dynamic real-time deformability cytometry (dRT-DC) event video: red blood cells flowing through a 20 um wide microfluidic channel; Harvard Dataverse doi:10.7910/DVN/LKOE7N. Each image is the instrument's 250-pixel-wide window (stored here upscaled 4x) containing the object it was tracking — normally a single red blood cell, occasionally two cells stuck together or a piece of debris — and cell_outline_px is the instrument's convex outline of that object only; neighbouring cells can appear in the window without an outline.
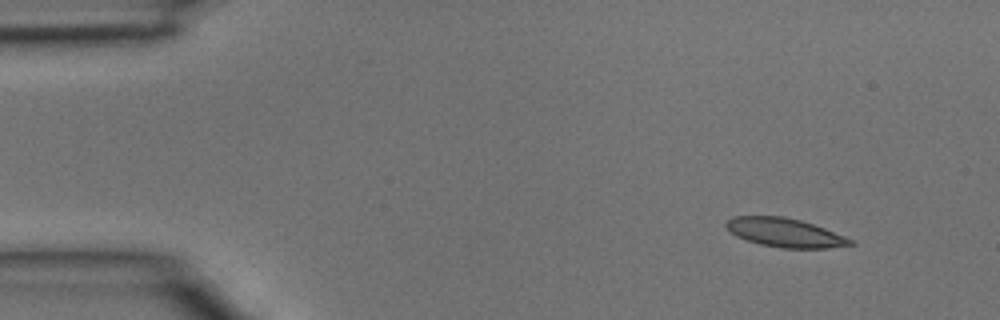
{"species": "common noctule bat (a hibernating species)", "species_latin": "Nyctalus noctula", "temperature_condition": "room temperature", "stored_images_in_passage": 37, "camera_frame_rate_fps": 3000, "um_per_image_px": 0.085, "animal": {"sex": "male", "body_mass_g": 15.6}, "frame": {"image": 1, "passage_image": 1, "time_ms": 0.0, "image_size_px": [1000, 320], "cell_outline_px": [[856, 244], [828, 248], [780, 248], [760, 244], [736, 236], [724, 224], [732, 216], [784, 216], [800, 220], [824, 228], [856, 240]], "centroid_in_image_um": [66.76, 19.78], "position_along_channel_um": 18.2, "area_um2": 20.87}}
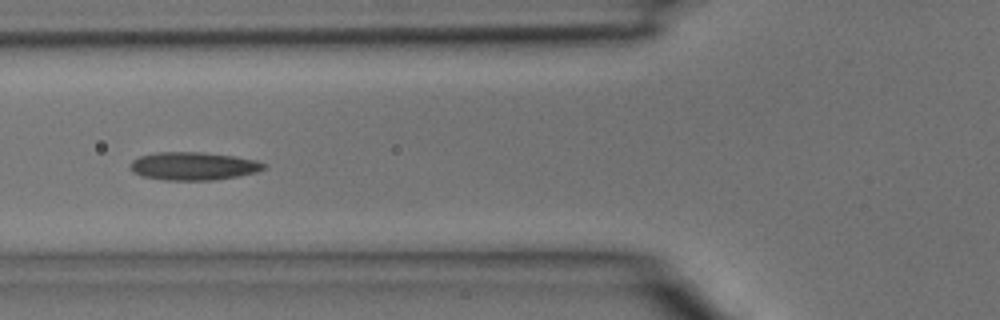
{"frame": {"image": 2, "passage_image": 12, "time_ms": 3.667, "image_size_px": [1000, 320], "cell_outline_px": [[268, 168], [256, 172], [240, 176], [216, 180], [164, 180], [140, 176], [132, 172], [128, 168], [132, 160], [140, 156], [156, 152], [204, 152], [236, 156], [256, 160], [268, 164]], "centroid_in_image_um": [16.46, 14.12], "position_along_channel_um": 109.3, "area_um2": 22.31}}
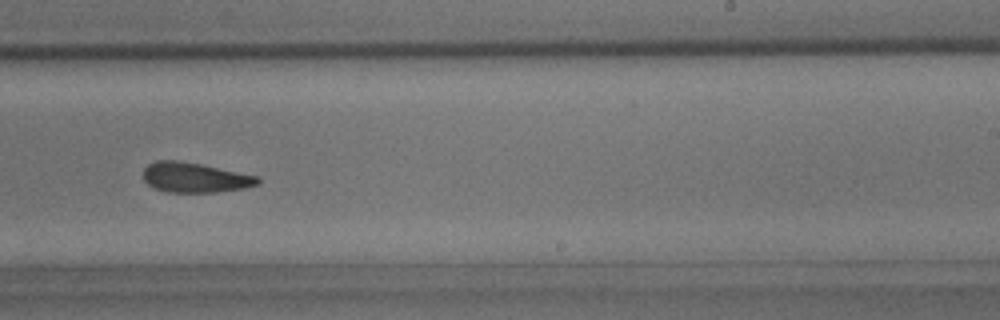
{"frame": {"image": 3, "passage_image": 22, "time_ms": 7.0, "image_size_px": [1000, 320], "cell_outline_px": [[260, 184], [244, 188], [216, 192], [168, 192], [156, 188], [148, 184], [144, 180], [144, 168], [148, 164], [156, 160], [176, 160], [200, 164], [260, 176]], "centroid_in_image_um": [16.59, 15.08], "position_along_channel_um": 272.4, "area_um2": 19.94}}